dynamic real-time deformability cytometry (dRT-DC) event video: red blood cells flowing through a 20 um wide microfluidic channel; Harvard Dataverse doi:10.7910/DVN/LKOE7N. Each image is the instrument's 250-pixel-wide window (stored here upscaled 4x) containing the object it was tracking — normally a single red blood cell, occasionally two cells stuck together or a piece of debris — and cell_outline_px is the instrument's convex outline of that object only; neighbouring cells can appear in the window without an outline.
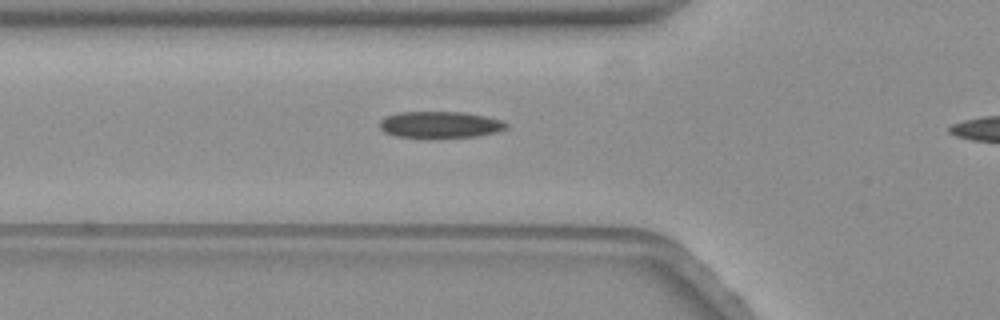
{"species": "common noctule bat (a hibernating species)", "species_latin": "Nyctalus noctula", "temperature_condition": "warm", "stored_images_in_passage": 35, "camera_frame_rate_fps": 3000, "um_per_image_px": 0.085, "animal": {"sex": "female", "body_mass_g": 19.3, "forearm_length_mm": 54.1}, "frame": {"image": 1, "passage_image": 10, "time_ms": 3.0, "image_size_px": [1000, 320], "cell_outline_px": [[508, 128], [496, 132], [476, 136], [428, 140], [396, 136], [384, 132], [380, 128], [380, 120], [396, 112], [464, 112], [484, 116], [500, 120], [508, 124]], "centroid_in_image_um": [37.37, 10.63], "position_along_channel_um": 88.4, "area_um2": 20.17}, "authors_computed_cell_mechanics": {"area_um2": 19.7676, "velocity_mm_per_s": 3.5157, "shape_relaxation_time_tau1_ms": 8.5176, "shape_relaxation_time_tau2_ms": 2.5541, "deformation_change_tau1": 0.2057, "deformation_change_tau2": 0.0989}}